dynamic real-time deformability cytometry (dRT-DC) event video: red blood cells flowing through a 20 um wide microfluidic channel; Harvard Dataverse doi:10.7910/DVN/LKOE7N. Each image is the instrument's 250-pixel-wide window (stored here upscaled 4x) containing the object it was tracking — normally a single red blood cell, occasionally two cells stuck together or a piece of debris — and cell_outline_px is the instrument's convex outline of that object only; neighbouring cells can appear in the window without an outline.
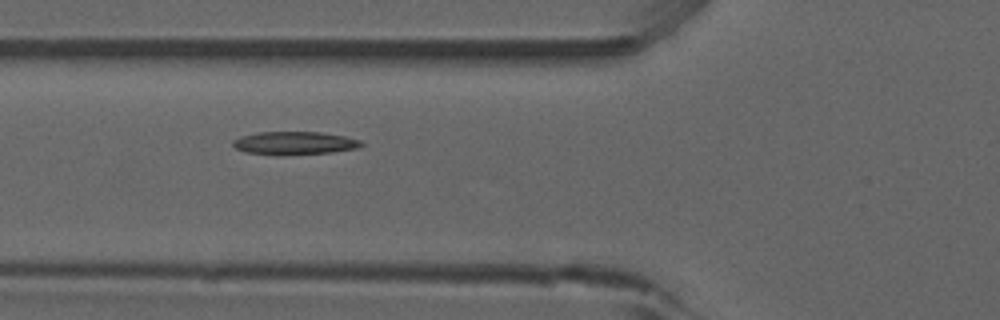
{"species": "common noctule bat (a hibernating species)", "species_latin": "Nyctalus noctula", "temperature_condition": "room temperature", "stored_images_in_passage": 35, "camera_frame_rate_fps": 3000, "um_per_image_px": 0.085, "animal": {"sex": "male", "forearm_length_mm": 52.5}, "frame": {"image": 1, "passage_image": 5, "time_ms": 1.333, "image_size_px": [1000, 320], "cell_outline_px": [[364, 144], [356, 148], [332, 152], [280, 156], [244, 152], [236, 148], [232, 144], [232, 140], [240, 136], [260, 132], [320, 132], [344, 136], [360, 140]], "centroid_in_image_um": [24.99, 12.17], "position_along_channel_um": 100.8, "area_um2": 17.4}}
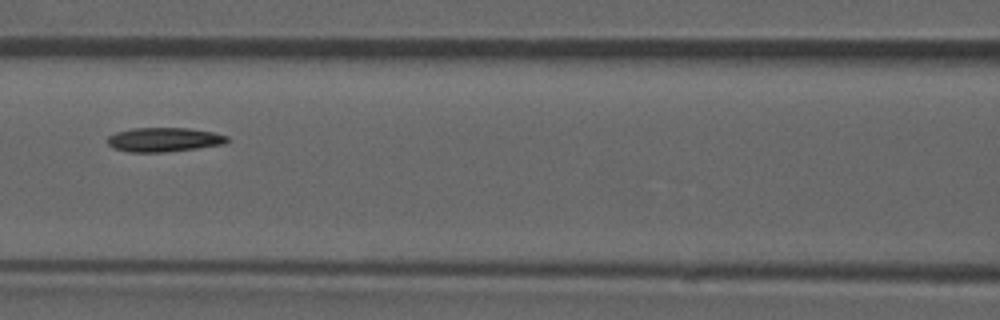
{"frame": {"image": 2, "passage_image": 9, "time_ms": 2.667, "image_size_px": [1000, 320], "cell_outline_px": [[228, 140], [224, 144], [196, 148], [164, 152], [128, 152], [112, 148], [108, 144], [108, 136], [116, 132], [132, 128], [188, 128], [212, 132], [228, 136]], "centroid_in_image_um": [13.9, 11.87], "position_along_channel_um": 152.7, "area_um2": 16.82}, "authors_computed_cell_mechanics": {"area_um2": 16.5886, "velocity_mm_per_s": 3.8803, "shape_relaxation_time_tau1_ms": null, "shape_relaxation_time_tau2_ms": 7.7537, "deformation_change_tau1": null, "deformation_change_tau2": 0.1351}}